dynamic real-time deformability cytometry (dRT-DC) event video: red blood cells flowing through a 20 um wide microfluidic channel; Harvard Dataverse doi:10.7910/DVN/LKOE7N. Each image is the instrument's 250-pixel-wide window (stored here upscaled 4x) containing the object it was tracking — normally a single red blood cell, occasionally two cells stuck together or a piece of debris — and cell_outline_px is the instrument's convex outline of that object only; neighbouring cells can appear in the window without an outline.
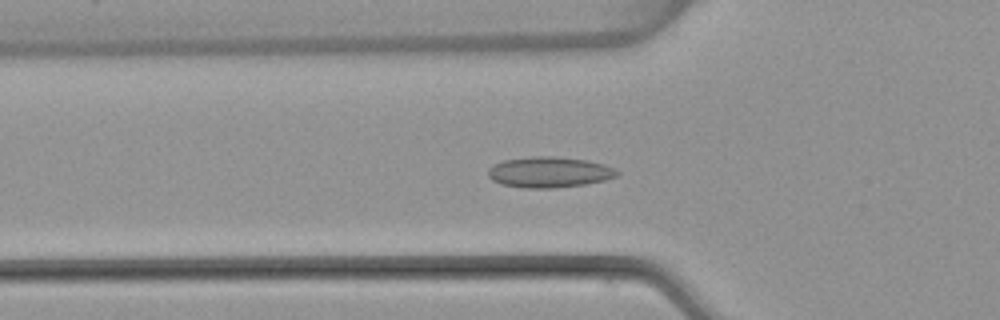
{"species": "common noctule bat (a hibernating species)", "species_latin": "Nyctalus noctula", "temperature_condition": "warm", "stored_images_in_passage": 52, "camera_frame_rate_fps": 3000, "um_per_image_px": 0.085, "animal": {"sex": "female", "body_mass_g": 22.7, "forearm_length_mm": 54.2}, "frame": {"image": 1, "passage_image": 17, "time_ms": 5.333, "image_size_px": [1000, 320], "cell_outline_px": [[620, 176], [604, 180], [584, 184], [556, 188], [524, 188], [500, 184], [492, 180], [488, 176], [488, 168], [504, 160], [532, 156], [552, 156], [584, 160], [604, 164], [620, 172]], "centroid_in_image_um": [46.68, 14.64], "position_along_channel_um": 79.1, "area_um2": 23.06}}
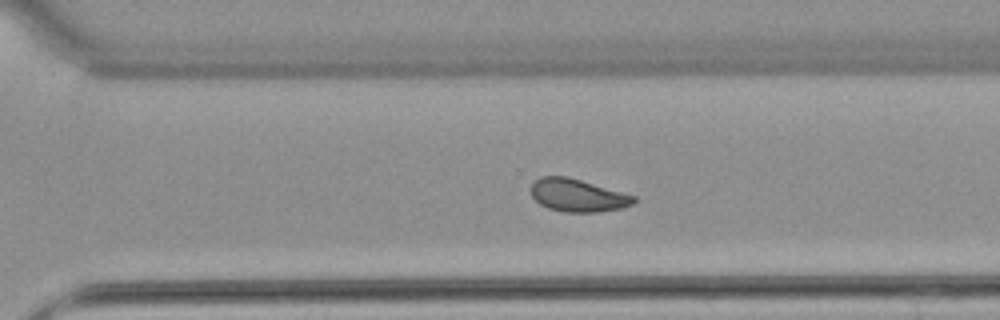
{"frame": {"image": 2, "passage_image": 36, "time_ms": 11.667, "image_size_px": [1000, 320], "cell_outline_px": [[636, 204], [620, 208], [596, 212], [564, 212], [548, 208], [540, 204], [532, 196], [532, 184], [540, 176], [568, 176], [636, 196]], "centroid_in_image_um": [49.12, 16.6], "position_along_channel_um": 321.5, "area_um2": 19.59}}
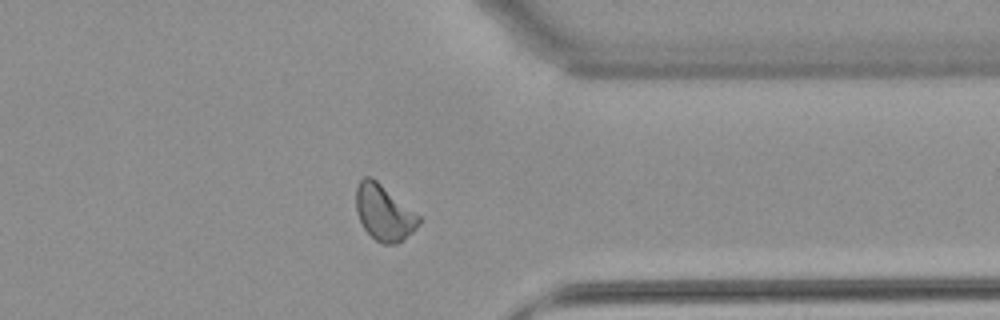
{"frame": {"image": 3, "passage_image": 41, "time_ms": 13.333, "image_size_px": [1000, 320], "cell_outline_px": [[420, 224], [412, 232], [396, 244], [384, 244], [376, 240], [364, 228], [356, 212], [356, 188], [360, 180], [364, 176], [372, 176], [420, 216]], "centroid_in_image_um": [32.63, 18.06], "position_along_channel_um": 378.8, "area_um2": 20.23}, "authors_computed_cell_mechanics": {"area_um2": 20.4034, "velocity_mm_per_s": 3.8185, "shape_relaxation_time_tau1_ms": 7.7328, "shape_relaxation_time_tau2_ms": 3.2511, "deformation_change_tau1": 0.1366, "deformation_change_tau2": 0.0689}}